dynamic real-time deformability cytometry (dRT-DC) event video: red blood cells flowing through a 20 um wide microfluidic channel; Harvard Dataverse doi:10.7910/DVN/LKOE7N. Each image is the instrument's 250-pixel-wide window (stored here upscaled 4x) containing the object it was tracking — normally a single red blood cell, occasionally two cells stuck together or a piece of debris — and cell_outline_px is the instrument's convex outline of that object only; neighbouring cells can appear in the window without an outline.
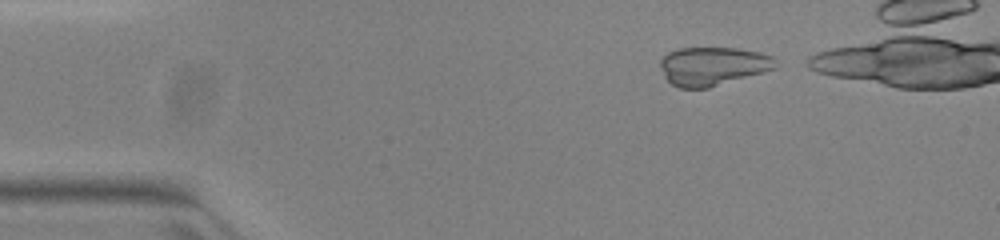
{"species": "common noctule bat (a hibernating species)", "species_latin": "Nyctalus noctula", "temperature_condition": "warm", "stored_images_in_passage": 38, "camera_frame_rate_fps": 3000, "um_per_image_px": 0.085, "animal": {"sex": "female", "body_mass_g": 23.0, "forearm_length_mm": 53.4}, "frame": {"image": 1, "passage_image": 2, "time_ms": 0.333, "image_size_px": [1000, 240], "cell_outline_px": [[776, 68], [708, 88], [680, 88], [672, 84], [664, 76], [660, 68], [660, 60], [668, 52], [680, 48], [736, 48], [760, 52], [772, 56], [776, 60]], "centroid_in_image_um": [60.57, 5.61], "position_along_channel_um": 24.4, "area_um2": 25.78}}
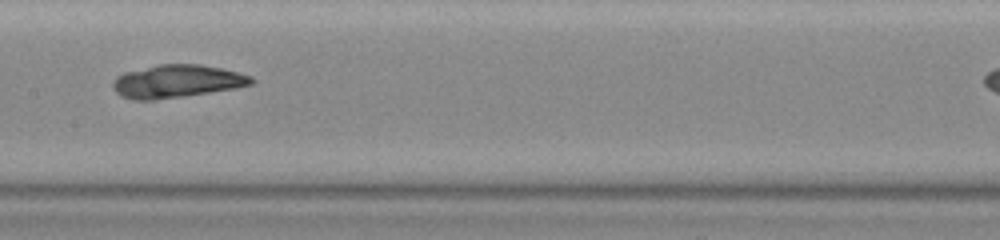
{"frame": {"image": 2, "passage_image": 20, "time_ms": 6.333, "image_size_px": [1000, 240], "cell_outline_px": [[256, 80], [252, 84], [236, 88], [152, 100], [132, 100], [116, 92], [112, 88], [112, 80], [116, 76], [124, 72], [160, 64], [200, 64], [220, 68], [252, 76]], "centroid_in_image_um": [15.01, 6.9], "position_along_channel_um": 192.4, "area_um2": 26.36}}
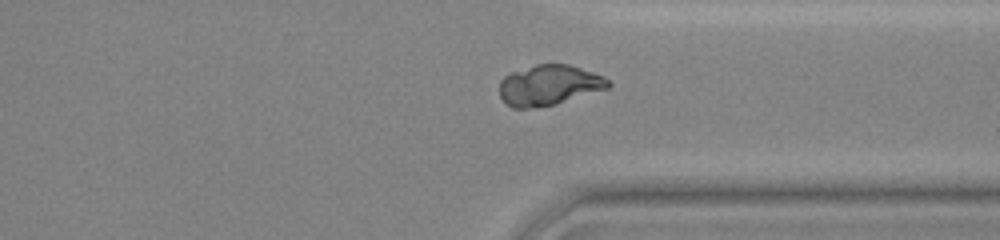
{"frame": {"image": 3, "passage_image": 33, "time_ms": 10.667, "image_size_px": [1000, 240], "cell_outline_px": [[612, 84], [608, 88], [556, 104], [528, 108], [512, 108], [500, 96], [500, 80], [508, 72], [536, 64], [568, 64], [604, 76]], "centroid_in_image_um": [46.65, 7.23], "position_along_channel_um": 364.8, "area_um2": 25.55}}